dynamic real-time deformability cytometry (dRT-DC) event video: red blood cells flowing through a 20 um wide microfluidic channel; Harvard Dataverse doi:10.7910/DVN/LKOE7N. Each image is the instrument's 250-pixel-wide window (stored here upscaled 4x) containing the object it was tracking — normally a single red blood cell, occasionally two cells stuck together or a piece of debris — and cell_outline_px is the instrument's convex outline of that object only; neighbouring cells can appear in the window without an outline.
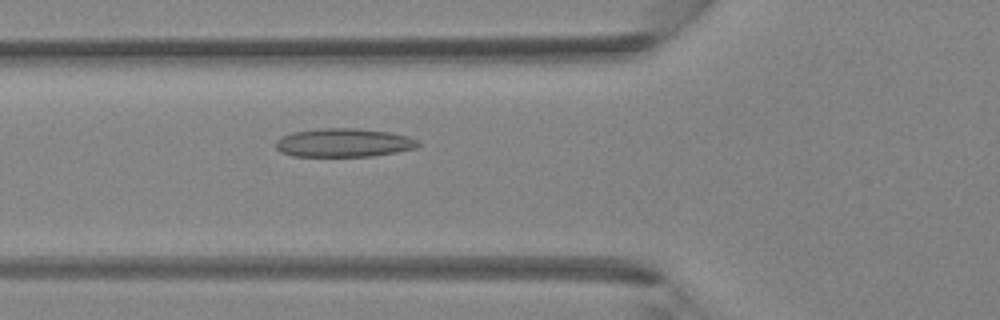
{"species": "Egyptian fruit bat (a non-hibernating species)", "species_latin": "Rousettus aegyptiacus", "temperature_condition": "room temperature", "stored_images_in_passage": 41, "camera_frame_rate_fps": 3000, "um_per_image_px": 0.085, "animal": {"sex": "female"}, "frame": {"image": 1, "passage_image": 15, "time_ms": 4.667, "image_size_px": [1000, 320], "cell_outline_px": [[420, 144], [416, 148], [396, 152], [372, 156], [292, 156], [280, 152], [276, 148], [276, 140], [292, 132], [324, 128], [352, 128], [388, 132], [408, 136], [416, 140]], "centroid_in_image_um": [29.2, 12.14], "position_along_channel_um": 96.6, "area_um2": 23.52}}
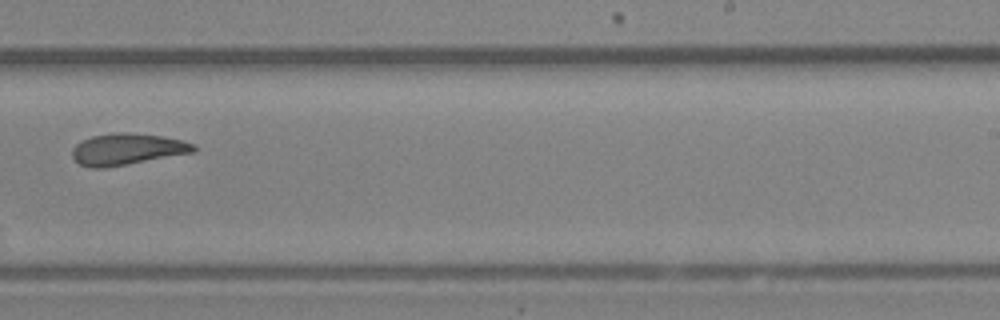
{"frame": {"image": 2, "passage_image": 26, "time_ms": 8.333, "image_size_px": [1000, 320], "cell_outline_px": [[196, 152], [128, 164], [104, 168], [92, 168], [80, 164], [72, 156], [72, 148], [76, 144], [92, 136], [120, 132], [160, 136], [180, 140], [196, 144]], "centroid_in_image_um": [10.82, 12.69], "position_along_channel_um": 278.2, "area_um2": 22.02}}
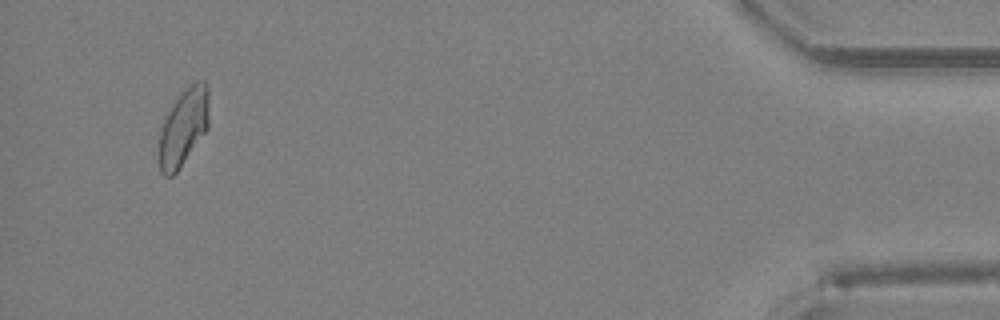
{"frame": {"image": 3, "passage_image": 39, "time_ms": 12.667, "image_size_px": [1000, 320], "cell_outline_px": [[208, 128], [176, 172], [172, 176], [164, 176], [160, 172], [160, 128], [172, 104], [188, 84], [196, 80], [204, 80], [208, 84]], "centroid_in_image_um": [15.61, 10.75], "position_along_channel_um": 419.6, "area_um2": 22.25}}